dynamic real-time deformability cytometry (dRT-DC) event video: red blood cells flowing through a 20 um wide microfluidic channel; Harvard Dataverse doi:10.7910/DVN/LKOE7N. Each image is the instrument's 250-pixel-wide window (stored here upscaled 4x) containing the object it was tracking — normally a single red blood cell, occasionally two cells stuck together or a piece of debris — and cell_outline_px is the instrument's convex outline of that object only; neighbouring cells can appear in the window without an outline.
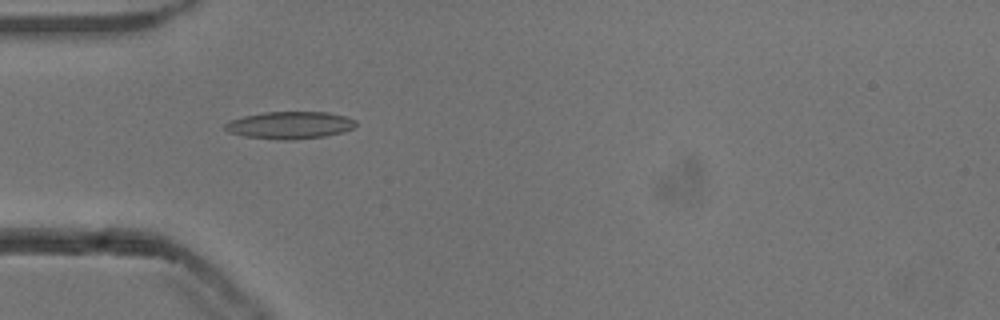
{"species": "common noctule bat (a hibernating species)", "species_latin": "Nyctalus noctula", "temperature_condition": "cold", "stored_images_in_passage": 53, "camera_frame_rate_fps": 3000, "um_per_image_px": 0.085, "animal": {"sex": "male", "body_mass_g": 13.3}, "frame": {"image": 1, "passage_image": 16, "time_ms": 5.0, "image_size_px": [1000, 320], "cell_outline_px": [[356, 124], [352, 128], [344, 132], [324, 136], [292, 140], [276, 140], [244, 136], [228, 132], [224, 128], [224, 124], [228, 120], [244, 116], [264, 112], [328, 112], [344, 116], [356, 120]], "centroid_in_image_um": [24.6, 10.64], "position_along_channel_um": 60.4, "area_um2": 20.92}}
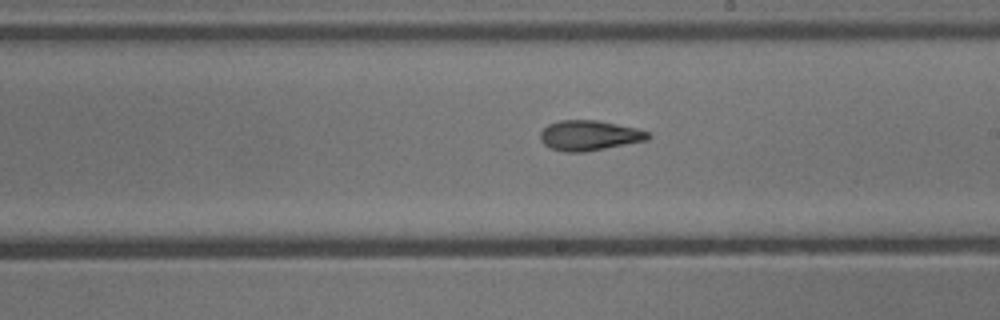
{"frame": {"image": 2, "passage_image": 30, "time_ms": 9.667, "image_size_px": [1000, 320], "cell_outline_px": [[652, 136], [648, 140], [584, 152], [564, 152], [552, 148], [544, 144], [540, 140], [540, 132], [548, 124], [560, 120], [600, 120], [636, 128], [648, 132]], "centroid_in_image_um": [50.09, 11.51], "position_along_channel_um": 238.9, "area_um2": 18.96}}
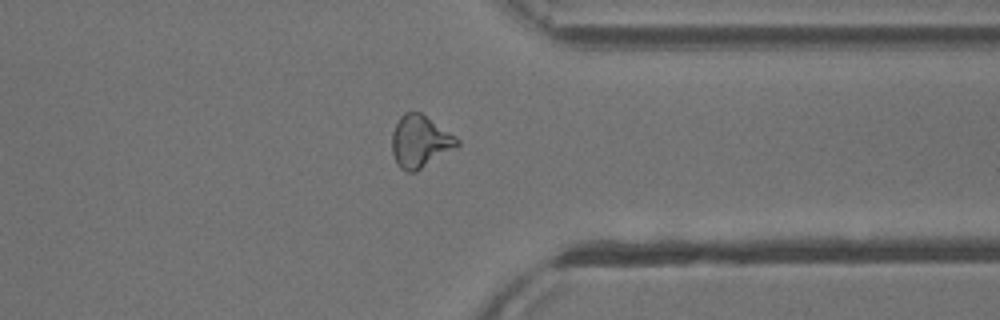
{"frame": {"image": 3, "passage_image": 41, "time_ms": 13.333, "image_size_px": [1000, 320], "cell_outline_px": [[460, 144], [416, 172], [404, 172], [396, 164], [392, 152], [392, 132], [400, 116], [404, 112], [420, 112], [456, 136], [460, 140]], "centroid_in_image_um": [35.68, 12.03], "position_along_channel_um": 375.7, "area_um2": 19.77}, "authors_computed_cell_mechanics": {"area_um2": 19.1896, "velocity_mm_per_s": 3.8574, "shape_relaxation_time_tau1_ms": null, "shape_relaxation_time_tau2_ms": 1.8656, "deformation_change_tau1": null, "deformation_change_tau2": 0.0896}}